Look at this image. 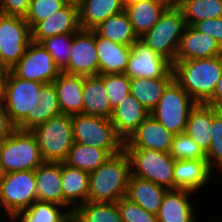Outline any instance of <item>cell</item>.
<instances>
[{
    "label": "cell",
    "mask_w": 222,
    "mask_h": 222,
    "mask_svg": "<svg viewBox=\"0 0 222 222\" xmlns=\"http://www.w3.org/2000/svg\"><path fill=\"white\" fill-rule=\"evenodd\" d=\"M76 222H123L117 202H90L78 206L73 212Z\"/></svg>",
    "instance_id": "33"
},
{
    "label": "cell",
    "mask_w": 222,
    "mask_h": 222,
    "mask_svg": "<svg viewBox=\"0 0 222 222\" xmlns=\"http://www.w3.org/2000/svg\"><path fill=\"white\" fill-rule=\"evenodd\" d=\"M193 27L211 37H213L222 47V17L196 22Z\"/></svg>",
    "instance_id": "42"
},
{
    "label": "cell",
    "mask_w": 222,
    "mask_h": 222,
    "mask_svg": "<svg viewBox=\"0 0 222 222\" xmlns=\"http://www.w3.org/2000/svg\"><path fill=\"white\" fill-rule=\"evenodd\" d=\"M3 172H2V169H1V166H0V179L3 177Z\"/></svg>",
    "instance_id": "53"
},
{
    "label": "cell",
    "mask_w": 222,
    "mask_h": 222,
    "mask_svg": "<svg viewBox=\"0 0 222 222\" xmlns=\"http://www.w3.org/2000/svg\"><path fill=\"white\" fill-rule=\"evenodd\" d=\"M16 129L3 105H0V142L10 136Z\"/></svg>",
    "instance_id": "45"
},
{
    "label": "cell",
    "mask_w": 222,
    "mask_h": 222,
    "mask_svg": "<svg viewBox=\"0 0 222 222\" xmlns=\"http://www.w3.org/2000/svg\"><path fill=\"white\" fill-rule=\"evenodd\" d=\"M30 3L31 0H0V13L25 18L29 11Z\"/></svg>",
    "instance_id": "43"
},
{
    "label": "cell",
    "mask_w": 222,
    "mask_h": 222,
    "mask_svg": "<svg viewBox=\"0 0 222 222\" xmlns=\"http://www.w3.org/2000/svg\"><path fill=\"white\" fill-rule=\"evenodd\" d=\"M179 8L186 25L222 17V0H183Z\"/></svg>",
    "instance_id": "35"
},
{
    "label": "cell",
    "mask_w": 222,
    "mask_h": 222,
    "mask_svg": "<svg viewBox=\"0 0 222 222\" xmlns=\"http://www.w3.org/2000/svg\"><path fill=\"white\" fill-rule=\"evenodd\" d=\"M34 134L44 162L64 163L73 146L71 115L60 114L34 127Z\"/></svg>",
    "instance_id": "6"
},
{
    "label": "cell",
    "mask_w": 222,
    "mask_h": 222,
    "mask_svg": "<svg viewBox=\"0 0 222 222\" xmlns=\"http://www.w3.org/2000/svg\"><path fill=\"white\" fill-rule=\"evenodd\" d=\"M213 172L206 159L175 160L174 190H188L195 193L209 183Z\"/></svg>",
    "instance_id": "17"
},
{
    "label": "cell",
    "mask_w": 222,
    "mask_h": 222,
    "mask_svg": "<svg viewBox=\"0 0 222 222\" xmlns=\"http://www.w3.org/2000/svg\"><path fill=\"white\" fill-rule=\"evenodd\" d=\"M37 201L35 170L4 173L0 179V207L11 218Z\"/></svg>",
    "instance_id": "10"
},
{
    "label": "cell",
    "mask_w": 222,
    "mask_h": 222,
    "mask_svg": "<svg viewBox=\"0 0 222 222\" xmlns=\"http://www.w3.org/2000/svg\"><path fill=\"white\" fill-rule=\"evenodd\" d=\"M131 79L174 77L173 63L138 39L131 45L127 69Z\"/></svg>",
    "instance_id": "13"
},
{
    "label": "cell",
    "mask_w": 222,
    "mask_h": 222,
    "mask_svg": "<svg viewBox=\"0 0 222 222\" xmlns=\"http://www.w3.org/2000/svg\"><path fill=\"white\" fill-rule=\"evenodd\" d=\"M141 1H144V0H122L124 6L130 5V4H135V3H138Z\"/></svg>",
    "instance_id": "50"
},
{
    "label": "cell",
    "mask_w": 222,
    "mask_h": 222,
    "mask_svg": "<svg viewBox=\"0 0 222 222\" xmlns=\"http://www.w3.org/2000/svg\"><path fill=\"white\" fill-rule=\"evenodd\" d=\"M131 162L123 149L89 173L88 201L117 202L127 195Z\"/></svg>",
    "instance_id": "2"
},
{
    "label": "cell",
    "mask_w": 222,
    "mask_h": 222,
    "mask_svg": "<svg viewBox=\"0 0 222 222\" xmlns=\"http://www.w3.org/2000/svg\"><path fill=\"white\" fill-rule=\"evenodd\" d=\"M167 5L158 0H144L124 6L133 30L138 38L151 30L161 18Z\"/></svg>",
    "instance_id": "26"
},
{
    "label": "cell",
    "mask_w": 222,
    "mask_h": 222,
    "mask_svg": "<svg viewBox=\"0 0 222 222\" xmlns=\"http://www.w3.org/2000/svg\"><path fill=\"white\" fill-rule=\"evenodd\" d=\"M169 154L174 160L206 159L203 149L186 133L174 135Z\"/></svg>",
    "instance_id": "38"
},
{
    "label": "cell",
    "mask_w": 222,
    "mask_h": 222,
    "mask_svg": "<svg viewBox=\"0 0 222 222\" xmlns=\"http://www.w3.org/2000/svg\"><path fill=\"white\" fill-rule=\"evenodd\" d=\"M80 29L78 5L67 3L51 17L38 22L31 29L32 41L41 43L46 38L60 34H74Z\"/></svg>",
    "instance_id": "16"
},
{
    "label": "cell",
    "mask_w": 222,
    "mask_h": 222,
    "mask_svg": "<svg viewBox=\"0 0 222 222\" xmlns=\"http://www.w3.org/2000/svg\"><path fill=\"white\" fill-rule=\"evenodd\" d=\"M60 208L66 209L62 211ZM73 217L66 207L52 203L34 201L27 209L18 211L11 221L18 222H68Z\"/></svg>",
    "instance_id": "30"
},
{
    "label": "cell",
    "mask_w": 222,
    "mask_h": 222,
    "mask_svg": "<svg viewBox=\"0 0 222 222\" xmlns=\"http://www.w3.org/2000/svg\"><path fill=\"white\" fill-rule=\"evenodd\" d=\"M222 55V47L211 36L186 25L175 60L210 58Z\"/></svg>",
    "instance_id": "18"
},
{
    "label": "cell",
    "mask_w": 222,
    "mask_h": 222,
    "mask_svg": "<svg viewBox=\"0 0 222 222\" xmlns=\"http://www.w3.org/2000/svg\"><path fill=\"white\" fill-rule=\"evenodd\" d=\"M103 83L112 109L130 93L131 78L125 73L103 74Z\"/></svg>",
    "instance_id": "39"
},
{
    "label": "cell",
    "mask_w": 222,
    "mask_h": 222,
    "mask_svg": "<svg viewBox=\"0 0 222 222\" xmlns=\"http://www.w3.org/2000/svg\"><path fill=\"white\" fill-rule=\"evenodd\" d=\"M103 83V74L83 76V114L110 119L113 109Z\"/></svg>",
    "instance_id": "25"
},
{
    "label": "cell",
    "mask_w": 222,
    "mask_h": 222,
    "mask_svg": "<svg viewBox=\"0 0 222 222\" xmlns=\"http://www.w3.org/2000/svg\"><path fill=\"white\" fill-rule=\"evenodd\" d=\"M168 7H179L183 0H158Z\"/></svg>",
    "instance_id": "49"
},
{
    "label": "cell",
    "mask_w": 222,
    "mask_h": 222,
    "mask_svg": "<svg viewBox=\"0 0 222 222\" xmlns=\"http://www.w3.org/2000/svg\"><path fill=\"white\" fill-rule=\"evenodd\" d=\"M174 80L197 102L205 103L214 93L222 75V55L175 60Z\"/></svg>",
    "instance_id": "1"
},
{
    "label": "cell",
    "mask_w": 222,
    "mask_h": 222,
    "mask_svg": "<svg viewBox=\"0 0 222 222\" xmlns=\"http://www.w3.org/2000/svg\"><path fill=\"white\" fill-rule=\"evenodd\" d=\"M74 34H60L44 39L41 44L62 72L69 63Z\"/></svg>",
    "instance_id": "36"
},
{
    "label": "cell",
    "mask_w": 222,
    "mask_h": 222,
    "mask_svg": "<svg viewBox=\"0 0 222 222\" xmlns=\"http://www.w3.org/2000/svg\"><path fill=\"white\" fill-rule=\"evenodd\" d=\"M5 68L3 67V65L0 63V72L3 71Z\"/></svg>",
    "instance_id": "54"
},
{
    "label": "cell",
    "mask_w": 222,
    "mask_h": 222,
    "mask_svg": "<svg viewBox=\"0 0 222 222\" xmlns=\"http://www.w3.org/2000/svg\"><path fill=\"white\" fill-rule=\"evenodd\" d=\"M206 160L212 170L217 166L222 172V137H211V143L206 152Z\"/></svg>",
    "instance_id": "44"
},
{
    "label": "cell",
    "mask_w": 222,
    "mask_h": 222,
    "mask_svg": "<svg viewBox=\"0 0 222 222\" xmlns=\"http://www.w3.org/2000/svg\"><path fill=\"white\" fill-rule=\"evenodd\" d=\"M56 88L59 107L62 114L83 113V76L61 72L52 82Z\"/></svg>",
    "instance_id": "21"
},
{
    "label": "cell",
    "mask_w": 222,
    "mask_h": 222,
    "mask_svg": "<svg viewBox=\"0 0 222 222\" xmlns=\"http://www.w3.org/2000/svg\"><path fill=\"white\" fill-rule=\"evenodd\" d=\"M95 44L98 54V74L124 73L127 69L131 46L121 45L95 32Z\"/></svg>",
    "instance_id": "23"
},
{
    "label": "cell",
    "mask_w": 222,
    "mask_h": 222,
    "mask_svg": "<svg viewBox=\"0 0 222 222\" xmlns=\"http://www.w3.org/2000/svg\"><path fill=\"white\" fill-rule=\"evenodd\" d=\"M174 77L131 79L130 94L151 112Z\"/></svg>",
    "instance_id": "31"
},
{
    "label": "cell",
    "mask_w": 222,
    "mask_h": 222,
    "mask_svg": "<svg viewBox=\"0 0 222 222\" xmlns=\"http://www.w3.org/2000/svg\"><path fill=\"white\" fill-rule=\"evenodd\" d=\"M131 162V175L149 180L167 190H174V159L166 152L143 149L124 148Z\"/></svg>",
    "instance_id": "8"
},
{
    "label": "cell",
    "mask_w": 222,
    "mask_h": 222,
    "mask_svg": "<svg viewBox=\"0 0 222 222\" xmlns=\"http://www.w3.org/2000/svg\"><path fill=\"white\" fill-rule=\"evenodd\" d=\"M197 102L173 80L150 114L174 135L185 133L190 111Z\"/></svg>",
    "instance_id": "7"
},
{
    "label": "cell",
    "mask_w": 222,
    "mask_h": 222,
    "mask_svg": "<svg viewBox=\"0 0 222 222\" xmlns=\"http://www.w3.org/2000/svg\"><path fill=\"white\" fill-rule=\"evenodd\" d=\"M216 115L221 119L222 121V107H215Z\"/></svg>",
    "instance_id": "51"
},
{
    "label": "cell",
    "mask_w": 222,
    "mask_h": 222,
    "mask_svg": "<svg viewBox=\"0 0 222 222\" xmlns=\"http://www.w3.org/2000/svg\"><path fill=\"white\" fill-rule=\"evenodd\" d=\"M66 3L78 5L81 0H64Z\"/></svg>",
    "instance_id": "52"
},
{
    "label": "cell",
    "mask_w": 222,
    "mask_h": 222,
    "mask_svg": "<svg viewBox=\"0 0 222 222\" xmlns=\"http://www.w3.org/2000/svg\"><path fill=\"white\" fill-rule=\"evenodd\" d=\"M99 36L110 39L111 41L131 46L139 38L135 34L130 19L126 12L110 16L104 22L93 29Z\"/></svg>",
    "instance_id": "32"
},
{
    "label": "cell",
    "mask_w": 222,
    "mask_h": 222,
    "mask_svg": "<svg viewBox=\"0 0 222 222\" xmlns=\"http://www.w3.org/2000/svg\"><path fill=\"white\" fill-rule=\"evenodd\" d=\"M24 80L52 83L61 73L50 53L41 43L31 42L21 59L9 69Z\"/></svg>",
    "instance_id": "12"
},
{
    "label": "cell",
    "mask_w": 222,
    "mask_h": 222,
    "mask_svg": "<svg viewBox=\"0 0 222 222\" xmlns=\"http://www.w3.org/2000/svg\"><path fill=\"white\" fill-rule=\"evenodd\" d=\"M117 206L123 222H158L156 214L146 211L126 196L117 201Z\"/></svg>",
    "instance_id": "41"
},
{
    "label": "cell",
    "mask_w": 222,
    "mask_h": 222,
    "mask_svg": "<svg viewBox=\"0 0 222 222\" xmlns=\"http://www.w3.org/2000/svg\"><path fill=\"white\" fill-rule=\"evenodd\" d=\"M216 116L215 107L197 103L190 111L185 133L206 153L211 143V127Z\"/></svg>",
    "instance_id": "29"
},
{
    "label": "cell",
    "mask_w": 222,
    "mask_h": 222,
    "mask_svg": "<svg viewBox=\"0 0 222 222\" xmlns=\"http://www.w3.org/2000/svg\"><path fill=\"white\" fill-rule=\"evenodd\" d=\"M211 136L222 137V121L217 115L213 118Z\"/></svg>",
    "instance_id": "48"
},
{
    "label": "cell",
    "mask_w": 222,
    "mask_h": 222,
    "mask_svg": "<svg viewBox=\"0 0 222 222\" xmlns=\"http://www.w3.org/2000/svg\"><path fill=\"white\" fill-rule=\"evenodd\" d=\"M44 161L34 134L16 128L0 142V166L3 173L35 170Z\"/></svg>",
    "instance_id": "5"
},
{
    "label": "cell",
    "mask_w": 222,
    "mask_h": 222,
    "mask_svg": "<svg viewBox=\"0 0 222 222\" xmlns=\"http://www.w3.org/2000/svg\"><path fill=\"white\" fill-rule=\"evenodd\" d=\"M123 10L122 0H81L78 4L80 27L93 30L110 16Z\"/></svg>",
    "instance_id": "27"
},
{
    "label": "cell",
    "mask_w": 222,
    "mask_h": 222,
    "mask_svg": "<svg viewBox=\"0 0 222 222\" xmlns=\"http://www.w3.org/2000/svg\"><path fill=\"white\" fill-rule=\"evenodd\" d=\"M150 112L130 93L113 109L110 118L117 135L125 142Z\"/></svg>",
    "instance_id": "19"
},
{
    "label": "cell",
    "mask_w": 222,
    "mask_h": 222,
    "mask_svg": "<svg viewBox=\"0 0 222 222\" xmlns=\"http://www.w3.org/2000/svg\"><path fill=\"white\" fill-rule=\"evenodd\" d=\"M109 156L105 150L74 142L64 163L90 173L101 166Z\"/></svg>",
    "instance_id": "34"
},
{
    "label": "cell",
    "mask_w": 222,
    "mask_h": 222,
    "mask_svg": "<svg viewBox=\"0 0 222 222\" xmlns=\"http://www.w3.org/2000/svg\"><path fill=\"white\" fill-rule=\"evenodd\" d=\"M188 190H168L162 200L157 215L158 222H197Z\"/></svg>",
    "instance_id": "22"
},
{
    "label": "cell",
    "mask_w": 222,
    "mask_h": 222,
    "mask_svg": "<svg viewBox=\"0 0 222 222\" xmlns=\"http://www.w3.org/2000/svg\"><path fill=\"white\" fill-rule=\"evenodd\" d=\"M204 104L213 107H222V75L217 82L213 95Z\"/></svg>",
    "instance_id": "46"
},
{
    "label": "cell",
    "mask_w": 222,
    "mask_h": 222,
    "mask_svg": "<svg viewBox=\"0 0 222 222\" xmlns=\"http://www.w3.org/2000/svg\"><path fill=\"white\" fill-rule=\"evenodd\" d=\"M185 27V19L180 8L168 7L157 24L139 39L174 63Z\"/></svg>",
    "instance_id": "9"
},
{
    "label": "cell",
    "mask_w": 222,
    "mask_h": 222,
    "mask_svg": "<svg viewBox=\"0 0 222 222\" xmlns=\"http://www.w3.org/2000/svg\"><path fill=\"white\" fill-rule=\"evenodd\" d=\"M32 42V32L24 17L0 13V63L12 68Z\"/></svg>",
    "instance_id": "11"
},
{
    "label": "cell",
    "mask_w": 222,
    "mask_h": 222,
    "mask_svg": "<svg viewBox=\"0 0 222 222\" xmlns=\"http://www.w3.org/2000/svg\"><path fill=\"white\" fill-rule=\"evenodd\" d=\"M71 123L74 142L100 148L110 156L124 149V141L108 118L81 113L71 115Z\"/></svg>",
    "instance_id": "4"
},
{
    "label": "cell",
    "mask_w": 222,
    "mask_h": 222,
    "mask_svg": "<svg viewBox=\"0 0 222 222\" xmlns=\"http://www.w3.org/2000/svg\"><path fill=\"white\" fill-rule=\"evenodd\" d=\"M68 222H76V220L72 217Z\"/></svg>",
    "instance_id": "55"
},
{
    "label": "cell",
    "mask_w": 222,
    "mask_h": 222,
    "mask_svg": "<svg viewBox=\"0 0 222 222\" xmlns=\"http://www.w3.org/2000/svg\"><path fill=\"white\" fill-rule=\"evenodd\" d=\"M61 181L64 207L73 214L78 206L88 201L89 172L61 163Z\"/></svg>",
    "instance_id": "20"
},
{
    "label": "cell",
    "mask_w": 222,
    "mask_h": 222,
    "mask_svg": "<svg viewBox=\"0 0 222 222\" xmlns=\"http://www.w3.org/2000/svg\"><path fill=\"white\" fill-rule=\"evenodd\" d=\"M40 100L35 111V127L61 113L56 88L53 83L45 84L40 92Z\"/></svg>",
    "instance_id": "37"
},
{
    "label": "cell",
    "mask_w": 222,
    "mask_h": 222,
    "mask_svg": "<svg viewBox=\"0 0 222 222\" xmlns=\"http://www.w3.org/2000/svg\"><path fill=\"white\" fill-rule=\"evenodd\" d=\"M167 191L161 185L131 175L126 197L146 211L157 214Z\"/></svg>",
    "instance_id": "28"
},
{
    "label": "cell",
    "mask_w": 222,
    "mask_h": 222,
    "mask_svg": "<svg viewBox=\"0 0 222 222\" xmlns=\"http://www.w3.org/2000/svg\"><path fill=\"white\" fill-rule=\"evenodd\" d=\"M37 200L64 207L61 163L43 162L35 169Z\"/></svg>",
    "instance_id": "24"
},
{
    "label": "cell",
    "mask_w": 222,
    "mask_h": 222,
    "mask_svg": "<svg viewBox=\"0 0 222 222\" xmlns=\"http://www.w3.org/2000/svg\"><path fill=\"white\" fill-rule=\"evenodd\" d=\"M173 137L174 134L150 114L124 142V148H143L169 153Z\"/></svg>",
    "instance_id": "15"
},
{
    "label": "cell",
    "mask_w": 222,
    "mask_h": 222,
    "mask_svg": "<svg viewBox=\"0 0 222 222\" xmlns=\"http://www.w3.org/2000/svg\"><path fill=\"white\" fill-rule=\"evenodd\" d=\"M9 69H4L0 72V105L4 104L5 92H6V82L8 78Z\"/></svg>",
    "instance_id": "47"
},
{
    "label": "cell",
    "mask_w": 222,
    "mask_h": 222,
    "mask_svg": "<svg viewBox=\"0 0 222 222\" xmlns=\"http://www.w3.org/2000/svg\"><path fill=\"white\" fill-rule=\"evenodd\" d=\"M62 72L82 76L98 75L99 63L94 30L80 29L74 33L69 63Z\"/></svg>",
    "instance_id": "14"
},
{
    "label": "cell",
    "mask_w": 222,
    "mask_h": 222,
    "mask_svg": "<svg viewBox=\"0 0 222 222\" xmlns=\"http://www.w3.org/2000/svg\"><path fill=\"white\" fill-rule=\"evenodd\" d=\"M67 3L64 0H31L25 21L32 29L38 22L51 17Z\"/></svg>",
    "instance_id": "40"
},
{
    "label": "cell",
    "mask_w": 222,
    "mask_h": 222,
    "mask_svg": "<svg viewBox=\"0 0 222 222\" xmlns=\"http://www.w3.org/2000/svg\"><path fill=\"white\" fill-rule=\"evenodd\" d=\"M44 85L16 77L9 70L3 106L16 128L31 131L35 127V111Z\"/></svg>",
    "instance_id": "3"
}]
</instances>
